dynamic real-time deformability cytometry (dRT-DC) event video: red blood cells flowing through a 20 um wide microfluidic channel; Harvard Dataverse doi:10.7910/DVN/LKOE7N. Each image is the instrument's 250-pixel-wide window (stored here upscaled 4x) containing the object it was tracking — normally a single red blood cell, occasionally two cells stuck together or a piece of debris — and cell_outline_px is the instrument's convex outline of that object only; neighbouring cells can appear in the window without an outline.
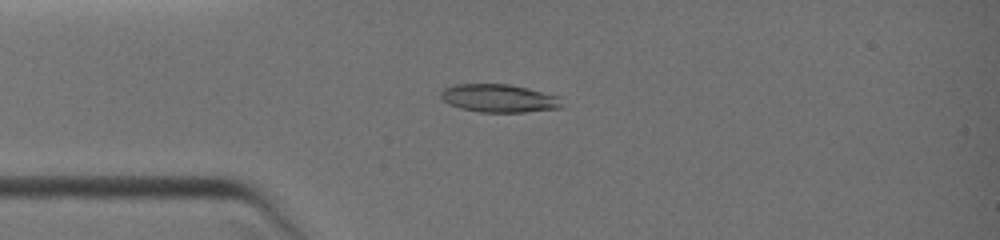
{"species": "common noctule bat (a hibernating species)", "species_latin": "Nyctalus noctula", "temperature_condition": "warm", "stored_images_in_passage": 19, "camera_frame_rate_fps": 3000, "um_per_image_px": 0.085, "animal": {"sex": "female", "body_mass_g": 19.0, "forearm_length_mm": 51.5}, "frame": {"image": 1, "passage_image": 13, "time_ms": 2.667, "image_size_px": [1000, 240], "cell_outline_px": [[564, 108], [524, 112], [480, 112], [460, 108], [448, 104], [440, 96], [440, 92], [444, 88], [452, 84], [508, 84], [528, 88], [560, 96]], "centroid_in_image_um": [42.44, 8.35], "position_along_channel_um": 42.6, "area_um2": 20.06}}
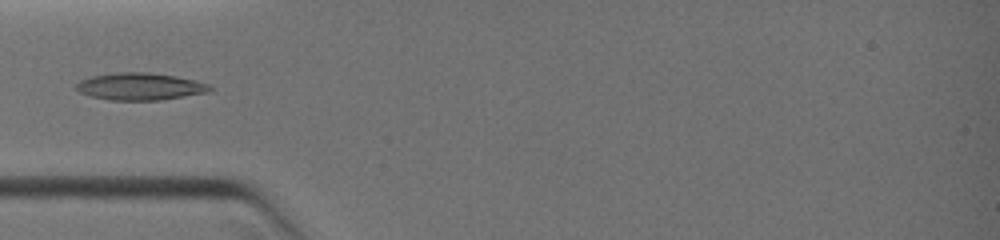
{"frame": {"image": 2, "passage_image": 18, "time_ms": 3.667, "image_size_px": [1000, 240], "cell_outline_px": [[212, 88], [208, 92], [160, 100], [112, 100], [92, 96], [80, 92], [76, 88], [76, 84], [80, 80], [92, 76], [116, 72], [148, 72], [176, 76], [196, 80], [212, 84]], "centroid_in_image_um": [11.94, 7.34], "position_along_channel_um": 73.1, "area_um2": 21.15}}